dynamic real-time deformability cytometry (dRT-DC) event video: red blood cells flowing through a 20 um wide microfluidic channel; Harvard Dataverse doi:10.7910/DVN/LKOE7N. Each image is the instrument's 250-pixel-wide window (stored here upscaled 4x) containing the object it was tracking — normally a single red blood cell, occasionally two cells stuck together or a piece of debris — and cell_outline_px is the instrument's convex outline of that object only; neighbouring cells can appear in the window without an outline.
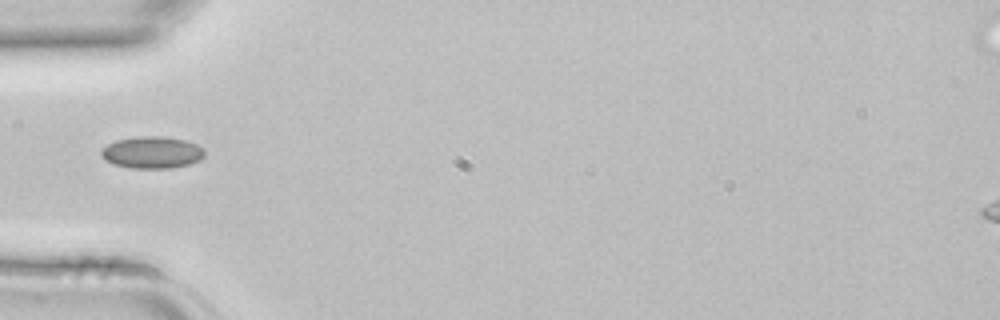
{"species": "common noctule bat (a hibernating species)", "species_latin": "Nyctalus noctula", "temperature_condition": "room temperature", "stored_images_in_passage": 2, "camera_frame_rate_fps": 3000, "um_per_image_px": 0.085, "animal": {"sex": "female", "body_mass_g": 22.7, "forearm_length_mm": 54.2}, "frame": {"image": 1, "passage_image": 1, "time_ms": 0.0, "image_size_px": [1000, 320], "cell_outline_px": [[204, 156], [200, 160], [188, 164], [172, 168], [132, 168], [112, 164], [104, 160], [100, 156], [100, 148], [116, 140], [136, 136], [160, 136], [184, 140], [196, 144], [204, 148]], "centroid_in_image_um": [12.88, 12.96], "position_along_channel_um": 72.1, "area_um2": 19.42}}